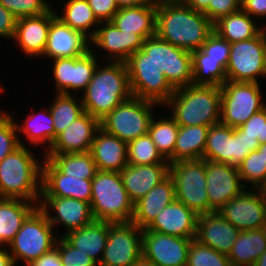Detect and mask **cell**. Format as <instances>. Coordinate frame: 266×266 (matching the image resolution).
Masks as SVG:
<instances>
[{
  "label": "cell",
  "mask_w": 266,
  "mask_h": 266,
  "mask_svg": "<svg viewBox=\"0 0 266 266\" xmlns=\"http://www.w3.org/2000/svg\"><path fill=\"white\" fill-rule=\"evenodd\" d=\"M214 32V24L200 11L182 3L161 4L156 9V36L193 52Z\"/></svg>",
  "instance_id": "obj_1"
},
{
  "label": "cell",
  "mask_w": 266,
  "mask_h": 266,
  "mask_svg": "<svg viewBox=\"0 0 266 266\" xmlns=\"http://www.w3.org/2000/svg\"><path fill=\"white\" fill-rule=\"evenodd\" d=\"M98 63L91 81L81 95L84 111L102 120L121 102L132 96L125 62Z\"/></svg>",
  "instance_id": "obj_2"
},
{
  "label": "cell",
  "mask_w": 266,
  "mask_h": 266,
  "mask_svg": "<svg viewBox=\"0 0 266 266\" xmlns=\"http://www.w3.org/2000/svg\"><path fill=\"white\" fill-rule=\"evenodd\" d=\"M179 126H212L220 123L221 88L190 84L175 89L162 106Z\"/></svg>",
  "instance_id": "obj_3"
},
{
  "label": "cell",
  "mask_w": 266,
  "mask_h": 266,
  "mask_svg": "<svg viewBox=\"0 0 266 266\" xmlns=\"http://www.w3.org/2000/svg\"><path fill=\"white\" fill-rule=\"evenodd\" d=\"M27 146H19L0 161V184L9 199L39 203L41 196L42 160Z\"/></svg>",
  "instance_id": "obj_4"
},
{
  "label": "cell",
  "mask_w": 266,
  "mask_h": 266,
  "mask_svg": "<svg viewBox=\"0 0 266 266\" xmlns=\"http://www.w3.org/2000/svg\"><path fill=\"white\" fill-rule=\"evenodd\" d=\"M90 204L95 220L124 223L133 218L134 204L120 172L98 170L92 179Z\"/></svg>",
  "instance_id": "obj_5"
},
{
  "label": "cell",
  "mask_w": 266,
  "mask_h": 266,
  "mask_svg": "<svg viewBox=\"0 0 266 266\" xmlns=\"http://www.w3.org/2000/svg\"><path fill=\"white\" fill-rule=\"evenodd\" d=\"M55 230L46 215L37 207L23 222L21 229L8 244L13 262L27 265L51 251L57 242Z\"/></svg>",
  "instance_id": "obj_6"
},
{
  "label": "cell",
  "mask_w": 266,
  "mask_h": 266,
  "mask_svg": "<svg viewBox=\"0 0 266 266\" xmlns=\"http://www.w3.org/2000/svg\"><path fill=\"white\" fill-rule=\"evenodd\" d=\"M156 106L160 105L131 96L102 118L100 127L123 142L129 143L148 133L150 121L156 114Z\"/></svg>",
  "instance_id": "obj_7"
},
{
  "label": "cell",
  "mask_w": 266,
  "mask_h": 266,
  "mask_svg": "<svg viewBox=\"0 0 266 266\" xmlns=\"http://www.w3.org/2000/svg\"><path fill=\"white\" fill-rule=\"evenodd\" d=\"M169 176L174 182L176 200L197 215L209 213L206 160L200 158L170 163Z\"/></svg>",
  "instance_id": "obj_8"
},
{
  "label": "cell",
  "mask_w": 266,
  "mask_h": 266,
  "mask_svg": "<svg viewBox=\"0 0 266 266\" xmlns=\"http://www.w3.org/2000/svg\"><path fill=\"white\" fill-rule=\"evenodd\" d=\"M220 88L221 124L239 127L266 107L260 83L225 81Z\"/></svg>",
  "instance_id": "obj_9"
},
{
  "label": "cell",
  "mask_w": 266,
  "mask_h": 266,
  "mask_svg": "<svg viewBox=\"0 0 266 266\" xmlns=\"http://www.w3.org/2000/svg\"><path fill=\"white\" fill-rule=\"evenodd\" d=\"M125 63L132 96L161 106L171 98L175 89L142 49L136 51Z\"/></svg>",
  "instance_id": "obj_10"
},
{
  "label": "cell",
  "mask_w": 266,
  "mask_h": 266,
  "mask_svg": "<svg viewBox=\"0 0 266 266\" xmlns=\"http://www.w3.org/2000/svg\"><path fill=\"white\" fill-rule=\"evenodd\" d=\"M266 75V31L256 37L230 43L229 61L226 68L227 81L261 83Z\"/></svg>",
  "instance_id": "obj_11"
},
{
  "label": "cell",
  "mask_w": 266,
  "mask_h": 266,
  "mask_svg": "<svg viewBox=\"0 0 266 266\" xmlns=\"http://www.w3.org/2000/svg\"><path fill=\"white\" fill-rule=\"evenodd\" d=\"M141 49L174 89L192 84L191 52L173 46L156 35L145 39Z\"/></svg>",
  "instance_id": "obj_12"
},
{
  "label": "cell",
  "mask_w": 266,
  "mask_h": 266,
  "mask_svg": "<svg viewBox=\"0 0 266 266\" xmlns=\"http://www.w3.org/2000/svg\"><path fill=\"white\" fill-rule=\"evenodd\" d=\"M142 258V229L133 222H108V239L99 266H132Z\"/></svg>",
  "instance_id": "obj_13"
},
{
  "label": "cell",
  "mask_w": 266,
  "mask_h": 266,
  "mask_svg": "<svg viewBox=\"0 0 266 266\" xmlns=\"http://www.w3.org/2000/svg\"><path fill=\"white\" fill-rule=\"evenodd\" d=\"M97 55L96 51L90 50L79 57L53 59L51 76L54 78L52 83L55 92L72 95L79 91L83 93L101 61V55Z\"/></svg>",
  "instance_id": "obj_14"
},
{
  "label": "cell",
  "mask_w": 266,
  "mask_h": 266,
  "mask_svg": "<svg viewBox=\"0 0 266 266\" xmlns=\"http://www.w3.org/2000/svg\"><path fill=\"white\" fill-rule=\"evenodd\" d=\"M217 212L240 231L266 227V199L261 189L245 188Z\"/></svg>",
  "instance_id": "obj_15"
},
{
  "label": "cell",
  "mask_w": 266,
  "mask_h": 266,
  "mask_svg": "<svg viewBox=\"0 0 266 266\" xmlns=\"http://www.w3.org/2000/svg\"><path fill=\"white\" fill-rule=\"evenodd\" d=\"M192 239L142 229V257L157 266H186Z\"/></svg>",
  "instance_id": "obj_16"
},
{
  "label": "cell",
  "mask_w": 266,
  "mask_h": 266,
  "mask_svg": "<svg viewBox=\"0 0 266 266\" xmlns=\"http://www.w3.org/2000/svg\"><path fill=\"white\" fill-rule=\"evenodd\" d=\"M38 208L46 215L54 229L60 225L64 226V230H67L64 235L95 220L90 203L70 197H40Z\"/></svg>",
  "instance_id": "obj_17"
},
{
  "label": "cell",
  "mask_w": 266,
  "mask_h": 266,
  "mask_svg": "<svg viewBox=\"0 0 266 266\" xmlns=\"http://www.w3.org/2000/svg\"><path fill=\"white\" fill-rule=\"evenodd\" d=\"M206 190L209 213L217 212L244 189L236 166L206 160Z\"/></svg>",
  "instance_id": "obj_18"
},
{
  "label": "cell",
  "mask_w": 266,
  "mask_h": 266,
  "mask_svg": "<svg viewBox=\"0 0 266 266\" xmlns=\"http://www.w3.org/2000/svg\"><path fill=\"white\" fill-rule=\"evenodd\" d=\"M144 41L141 35L121 31L111 21L100 22L95 36L91 39V50H99L101 53L105 51L107 55L104 59L108 61L126 62L141 49Z\"/></svg>",
  "instance_id": "obj_19"
},
{
  "label": "cell",
  "mask_w": 266,
  "mask_h": 266,
  "mask_svg": "<svg viewBox=\"0 0 266 266\" xmlns=\"http://www.w3.org/2000/svg\"><path fill=\"white\" fill-rule=\"evenodd\" d=\"M91 50V39L64 24L56 16L51 20L44 57L50 60L79 57Z\"/></svg>",
  "instance_id": "obj_20"
},
{
  "label": "cell",
  "mask_w": 266,
  "mask_h": 266,
  "mask_svg": "<svg viewBox=\"0 0 266 266\" xmlns=\"http://www.w3.org/2000/svg\"><path fill=\"white\" fill-rule=\"evenodd\" d=\"M100 120L84 112L59 133L44 154L86 153L90 151Z\"/></svg>",
  "instance_id": "obj_21"
},
{
  "label": "cell",
  "mask_w": 266,
  "mask_h": 266,
  "mask_svg": "<svg viewBox=\"0 0 266 266\" xmlns=\"http://www.w3.org/2000/svg\"><path fill=\"white\" fill-rule=\"evenodd\" d=\"M56 16L55 8L48 12L17 19L12 41L27 57L40 58L44 54L51 20Z\"/></svg>",
  "instance_id": "obj_22"
},
{
  "label": "cell",
  "mask_w": 266,
  "mask_h": 266,
  "mask_svg": "<svg viewBox=\"0 0 266 266\" xmlns=\"http://www.w3.org/2000/svg\"><path fill=\"white\" fill-rule=\"evenodd\" d=\"M91 184L92 179L62 174L47 158H43L40 197H70L90 203Z\"/></svg>",
  "instance_id": "obj_23"
},
{
  "label": "cell",
  "mask_w": 266,
  "mask_h": 266,
  "mask_svg": "<svg viewBox=\"0 0 266 266\" xmlns=\"http://www.w3.org/2000/svg\"><path fill=\"white\" fill-rule=\"evenodd\" d=\"M239 233L240 230L218 212L197 216L195 239L222 254L229 255Z\"/></svg>",
  "instance_id": "obj_24"
},
{
  "label": "cell",
  "mask_w": 266,
  "mask_h": 266,
  "mask_svg": "<svg viewBox=\"0 0 266 266\" xmlns=\"http://www.w3.org/2000/svg\"><path fill=\"white\" fill-rule=\"evenodd\" d=\"M197 214L183 203L175 200L167 205L146 228L154 232L194 239Z\"/></svg>",
  "instance_id": "obj_25"
},
{
  "label": "cell",
  "mask_w": 266,
  "mask_h": 266,
  "mask_svg": "<svg viewBox=\"0 0 266 266\" xmlns=\"http://www.w3.org/2000/svg\"><path fill=\"white\" fill-rule=\"evenodd\" d=\"M124 187L133 204L169 175V161L151 165H130L120 171Z\"/></svg>",
  "instance_id": "obj_26"
},
{
  "label": "cell",
  "mask_w": 266,
  "mask_h": 266,
  "mask_svg": "<svg viewBox=\"0 0 266 266\" xmlns=\"http://www.w3.org/2000/svg\"><path fill=\"white\" fill-rule=\"evenodd\" d=\"M175 200L174 182L168 175L134 204V213L131 222L138 228L145 229L167 205Z\"/></svg>",
  "instance_id": "obj_27"
},
{
  "label": "cell",
  "mask_w": 266,
  "mask_h": 266,
  "mask_svg": "<svg viewBox=\"0 0 266 266\" xmlns=\"http://www.w3.org/2000/svg\"><path fill=\"white\" fill-rule=\"evenodd\" d=\"M89 152L100 171L120 172L128 164L127 143L101 128L97 131Z\"/></svg>",
  "instance_id": "obj_28"
},
{
  "label": "cell",
  "mask_w": 266,
  "mask_h": 266,
  "mask_svg": "<svg viewBox=\"0 0 266 266\" xmlns=\"http://www.w3.org/2000/svg\"><path fill=\"white\" fill-rule=\"evenodd\" d=\"M156 9L154 4L119 9L111 22L121 31L141 35L144 39L156 34Z\"/></svg>",
  "instance_id": "obj_29"
},
{
  "label": "cell",
  "mask_w": 266,
  "mask_h": 266,
  "mask_svg": "<svg viewBox=\"0 0 266 266\" xmlns=\"http://www.w3.org/2000/svg\"><path fill=\"white\" fill-rule=\"evenodd\" d=\"M63 236L73 247L88 254L98 264L101 262L108 239V222L94 220Z\"/></svg>",
  "instance_id": "obj_30"
},
{
  "label": "cell",
  "mask_w": 266,
  "mask_h": 266,
  "mask_svg": "<svg viewBox=\"0 0 266 266\" xmlns=\"http://www.w3.org/2000/svg\"><path fill=\"white\" fill-rule=\"evenodd\" d=\"M39 203L23 199H7L0 202V248L8 247L23 222Z\"/></svg>",
  "instance_id": "obj_31"
},
{
  "label": "cell",
  "mask_w": 266,
  "mask_h": 266,
  "mask_svg": "<svg viewBox=\"0 0 266 266\" xmlns=\"http://www.w3.org/2000/svg\"><path fill=\"white\" fill-rule=\"evenodd\" d=\"M242 8L221 17L214 23V32L229 43L245 41L256 37L264 27L256 23ZM259 25V26H258Z\"/></svg>",
  "instance_id": "obj_32"
},
{
  "label": "cell",
  "mask_w": 266,
  "mask_h": 266,
  "mask_svg": "<svg viewBox=\"0 0 266 266\" xmlns=\"http://www.w3.org/2000/svg\"><path fill=\"white\" fill-rule=\"evenodd\" d=\"M266 251V227L240 231L228 255L232 266H253Z\"/></svg>",
  "instance_id": "obj_33"
},
{
  "label": "cell",
  "mask_w": 266,
  "mask_h": 266,
  "mask_svg": "<svg viewBox=\"0 0 266 266\" xmlns=\"http://www.w3.org/2000/svg\"><path fill=\"white\" fill-rule=\"evenodd\" d=\"M22 124L15 120L17 133L25 136L29 141V147L43 145V154L49 150L54 141L53 117L49 106L45 111L33 112L24 119ZM46 144V145H45ZM46 146V147H45Z\"/></svg>",
  "instance_id": "obj_34"
},
{
  "label": "cell",
  "mask_w": 266,
  "mask_h": 266,
  "mask_svg": "<svg viewBox=\"0 0 266 266\" xmlns=\"http://www.w3.org/2000/svg\"><path fill=\"white\" fill-rule=\"evenodd\" d=\"M65 2L63 10H61L62 14L55 9L56 17L72 29L78 30L92 39L100 22L94 16L87 0H67Z\"/></svg>",
  "instance_id": "obj_35"
},
{
  "label": "cell",
  "mask_w": 266,
  "mask_h": 266,
  "mask_svg": "<svg viewBox=\"0 0 266 266\" xmlns=\"http://www.w3.org/2000/svg\"><path fill=\"white\" fill-rule=\"evenodd\" d=\"M208 130V126L202 125L179 126L174 148V162L203 158Z\"/></svg>",
  "instance_id": "obj_36"
},
{
  "label": "cell",
  "mask_w": 266,
  "mask_h": 266,
  "mask_svg": "<svg viewBox=\"0 0 266 266\" xmlns=\"http://www.w3.org/2000/svg\"><path fill=\"white\" fill-rule=\"evenodd\" d=\"M233 128L221 123L209 127L203 159L232 165Z\"/></svg>",
  "instance_id": "obj_37"
},
{
  "label": "cell",
  "mask_w": 266,
  "mask_h": 266,
  "mask_svg": "<svg viewBox=\"0 0 266 266\" xmlns=\"http://www.w3.org/2000/svg\"><path fill=\"white\" fill-rule=\"evenodd\" d=\"M62 174L80 179H93L98 172L90 152L43 154Z\"/></svg>",
  "instance_id": "obj_38"
},
{
  "label": "cell",
  "mask_w": 266,
  "mask_h": 266,
  "mask_svg": "<svg viewBox=\"0 0 266 266\" xmlns=\"http://www.w3.org/2000/svg\"><path fill=\"white\" fill-rule=\"evenodd\" d=\"M192 84L212 85L220 87L226 78V68L217 60L210 57L202 49L191 52Z\"/></svg>",
  "instance_id": "obj_39"
},
{
  "label": "cell",
  "mask_w": 266,
  "mask_h": 266,
  "mask_svg": "<svg viewBox=\"0 0 266 266\" xmlns=\"http://www.w3.org/2000/svg\"><path fill=\"white\" fill-rule=\"evenodd\" d=\"M56 96L50 103L49 109L53 117L54 140L56 136L66 129L75 119L85 111L81 97L75 94L54 93Z\"/></svg>",
  "instance_id": "obj_40"
},
{
  "label": "cell",
  "mask_w": 266,
  "mask_h": 266,
  "mask_svg": "<svg viewBox=\"0 0 266 266\" xmlns=\"http://www.w3.org/2000/svg\"><path fill=\"white\" fill-rule=\"evenodd\" d=\"M159 118L157 119L156 115L153 116L149 124L148 134L162 157L168 160L169 164L174 163V148L179 125L171 116Z\"/></svg>",
  "instance_id": "obj_41"
},
{
  "label": "cell",
  "mask_w": 266,
  "mask_h": 266,
  "mask_svg": "<svg viewBox=\"0 0 266 266\" xmlns=\"http://www.w3.org/2000/svg\"><path fill=\"white\" fill-rule=\"evenodd\" d=\"M237 169L245 188L260 189L266 183V159L258 150L251 151Z\"/></svg>",
  "instance_id": "obj_42"
},
{
  "label": "cell",
  "mask_w": 266,
  "mask_h": 266,
  "mask_svg": "<svg viewBox=\"0 0 266 266\" xmlns=\"http://www.w3.org/2000/svg\"><path fill=\"white\" fill-rule=\"evenodd\" d=\"M127 158L130 165L160 164L165 161L148 133L127 143Z\"/></svg>",
  "instance_id": "obj_43"
},
{
  "label": "cell",
  "mask_w": 266,
  "mask_h": 266,
  "mask_svg": "<svg viewBox=\"0 0 266 266\" xmlns=\"http://www.w3.org/2000/svg\"><path fill=\"white\" fill-rule=\"evenodd\" d=\"M186 266H232L228 255L192 239Z\"/></svg>",
  "instance_id": "obj_44"
},
{
  "label": "cell",
  "mask_w": 266,
  "mask_h": 266,
  "mask_svg": "<svg viewBox=\"0 0 266 266\" xmlns=\"http://www.w3.org/2000/svg\"><path fill=\"white\" fill-rule=\"evenodd\" d=\"M1 110V109H0ZM11 112L0 111V161L12 153L20 145L27 146L17 134L15 117Z\"/></svg>",
  "instance_id": "obj_45"
},
{
  "label": "cell",
  "mask_w": 266,
  "mask_h": 266,
  "mask_svg": "<svg viewBox=\"0 0 266 266\" xmlns=\"http://www.w3.org/2000/svg\"><path fill=\"white\" fill-rule=\"evenodd\" d=\"M0 4L17 19L41 15L53 7L52 2L46 0H0Z\"/></svg>",
  "instance_id": "obj_46"
},
{
  "label": "cell",
  "mask_w": 266,
  "mask_h": 266,
  "mask_svg": "<svg viewBox=\"0 0 266 266\" xmlns=\"http://www.w3.org/2000/svg\"><path fill=\"white\" fill-rule=\"evenodd\" d=\"M55 248L63 266H99L88 254L73 247L63 236L58 237Z\"/></svg>",
  "instance_id": "obj_47"
},
{
  "label": "cell",
  "mask_w": 266,
  "mask_h": 266,
  "mask_svg": "<svg viewBox=\"0 0 266 266\" xmlns=\"http://www.w3.org/2000/svg\"><path fill=\"white\" fill-rule=\"evenodd\" d=\"M259 146L257 138L244 136L237 127L233 128L232 165L237 167L251 151L257 150Z\"/></svg>",
  "instance_id": "obj_48"
},
{
  "label": "cell",
  "mask_w": 266,
  "mask_h": 266,
  "mask_svg": "<svg viewBox=\"0 0 266 266\" xmlns=\"http://www.w3.org/2000/svg\"><path fill=\"white\" fill-rule=\"evenodd\" d=\"M211 58L217 59L225 68L229 61L230 43L213 32L201 48Z\"/></svg>",
  "instance_id": "obj_49"
},
{
  "label": "cell",
  "mask_w": 266,
  "mask_h": 266,
  "mask_svg": "<svg viewBox=\"0 0 266 266\" xmlns=\"http://www.w3.org/2000/svg\"><path fill=\"white\" fill-rule=\"evenodd\" d=\"M244 136L257 138L260 145L266 143V107L253 114L244 124L237 127Z\"/></svg>",
  "instance_id": "obj_50"
},
{
  "label": "cell",
  "mask_w": 266,
  "mask_h": 266,
  "mask_svg": "<svg viewBox=\"0 0 266 266\" xmlns=\"http://www.w3.org/2000/svg\"><path fill=\"white\" fill-rule=\"evenodd\" d=\"M241 9V0H210L208 8L203 12L214 24L221 17L230 15Z\"/></svg>",
  "instance_id": "obj_51"
},
{
  "label": "cell",
  "mask_w": 266,
  "mask_h": 266,
  "mask_svg": "<svg viewBox=\"0 0 266 266\" xmlns=\"http://www.w3.org/2000/svg\"><path fill=\"white\" fill-rule=\"evenodd\" d=\"M87 2L99 22L111 21L119 10L115 0H87Z\"/></svg>",
  "instance_id": "obj_52"
},
{
  "label": "cell",
  "mask_w": 266,
  "mask_h": 266,
  "mask_svg": "<svg viewBox=\"0 0 266 266\" xmlns=\"http://www.w3.org/2000/svg\"><path fill=\"white\" fill-rule=\"evenodd\" d=\"M17 18L0 4V37L12 40Z\"/></svg>",
  "instance_id": "obj_53"
},
{
  "label": "cell",
  "mask_w": 266,
  "mask_h": 266,
  "mask_svg": "<svg viewBox=\"0 0 266 266\" xmlns=\"http://www.w3.org/2000/svg\"><path fill=\"white\" fill-rule=\"evenodd\" d=\"M241 8L254 19L266 20V0H241Z\"/></svg>",
  "instance_id": "obj_54"
},
{
  "label": "cell",
  "mask_w": 266,
  "mask_h": 266,
  "mask_svg": "<svg viewBox=\"0 0 266 266\" xmlns=\"http://www.w3.org/2000/svg\"><path fill=\"white\" fill-rule=\"evenodd\" d=\"M27 266H63V265L59 258V251L54 247L51 251L41 255L38 259L32 261Z\"/></svg>",
  "instance_id": "obj_55"
},
{
  "label": "cell",
  "mask_w": 266,
  "mask_h": 266,
  "mask_svg": "<svg viewBox=\"0 0 266 266\" xmlns=\"http://www.w3.org/2000/svg\"><path fill=\"white\" fill-rule=\"evenodd\" d=\"M181 3L196 11L204 12L208 8L210 0H183Z\"/></svg>",
  "instance_id": "obj_56"
},
{
  "label": "cell",
  "mask_w": 266,
  "mask_h": 266,
  "mask_svg": "<svg viewBox=\"0 0 266 266\" xmlns=\"http://www.w3.org/2000/svg\"><path fill=\"white\" fill-rule=\"evenodd\" d=\"M119 9L151 4V0H115Z\"/></svg>",
  "instance_id": "obj_57"
},
{
  "label": "cell",
  "mask_w": 266,
  "mask_h": 266,
  "mask_svg": "<svg viewBox=\"0 0 266 266\" xmlns=\"http://www.w3.org/2000/svg\"><path fill=\"white\" fill-rule=\"evenodd\" d=\"M0 266H15L8 248H0Z\"/></svg>",
  "instance_id": "obj_58"
},
{
  "label": "cell",
  "mask_w": 266,
  "mask_h": 266,
  "mask_svg": "<svg viewBox=\"0 0 266 266\" xmlns=\"http://www.w3.org/2000/svg\"><path fill=\"white\" fill-rule=\"evenodd\" d=\"M183 0H151L152 4L158 6L161 4L181 3Z\"/></svg>",
  "instance_id": "obj_59"
},
{
  "label": "cell",
  "mask_w": 266,
  "mask_h": 266,
  "mask_svg": "<svg viewBox=\"0 0 266 266\" xmlns=\"http://www.w3.org/2000/svg\"><path fill=\"white\" fill-rule=\"evenodd\" d=\"M132 266H157L155 263L145 260L143 257Z\"/></svg>",
  "instance_id": "obj_60"
},
{
  "label": "cell",
  "mask_w": 266,
  "mask_h": 266,
  "mask_svg": "<svg viewBox=\"0 0 266 266\" xmlns=\"http://www.w3.org/2000/svg\"><path fill=\"white\" fill-rule=\"evenodd\" d=\"M253 266H266V251L256 260Z\"/></svg>",
  "instance_id": "obj_61"
},
{
  "label": "cell",
  "mask_w": 266,
  "mask_h": 266,
  "mask_svg": "<svg viewBox=\"0 0 266 266\" xmlns=\"http://www.w3.org/2000/svg\"><path fill=\"white\" fill-rule=\"evenodd\" d=\"M257 150L263 154L264 158L266 159V143L265 144H261Z\"/></svg>",
  "instance_id": "obj_62"
},
{
  "label": "cell",
  "mask_w": 266,
  "mask_h": 266,
  "mask_svg": "<svg viewBox=\"0 0 266 266\" xmlns=\"http://www.w3.org/2000/svg\"><path fill=\"white\" fill-rule=\"evenodd\" d=\"M8 198L5 196V194L3 193L1 184H0V202L7 200Z\"/></svg>",
  "instance_id": "obj_63"
},
{
  "label": "cell",
  "mask_w": 266,
  "mask_h": 266,
  "mask_svg": "<svg viewBox=\"0 0 266 266\" xmlns=\"http://www.w3.org/2000/svg\"><path fill=\"white\" fill-rule=\"evenodd\" d=\"M260 189L263 193L264 198L266 199V183Z\"/></svg>",
  "instance_id": "obj_64"
},
{
  "label": "cell",
  "mask_w": 266,
  "mask_h": 266,
  "mask_svg": "<svg viewBox=\"0 0 266 266\" xmlns=\"http://www.w3.org/2000/svg\"><path fill=\"white\" fill-rule=\"evenodd\" d=\"M2 86H3V85L0 83V93H1V92H2V93L4 92V88H2Z\"/></svg>",
  "instance_id": "obj_65"
}]
</instances>
